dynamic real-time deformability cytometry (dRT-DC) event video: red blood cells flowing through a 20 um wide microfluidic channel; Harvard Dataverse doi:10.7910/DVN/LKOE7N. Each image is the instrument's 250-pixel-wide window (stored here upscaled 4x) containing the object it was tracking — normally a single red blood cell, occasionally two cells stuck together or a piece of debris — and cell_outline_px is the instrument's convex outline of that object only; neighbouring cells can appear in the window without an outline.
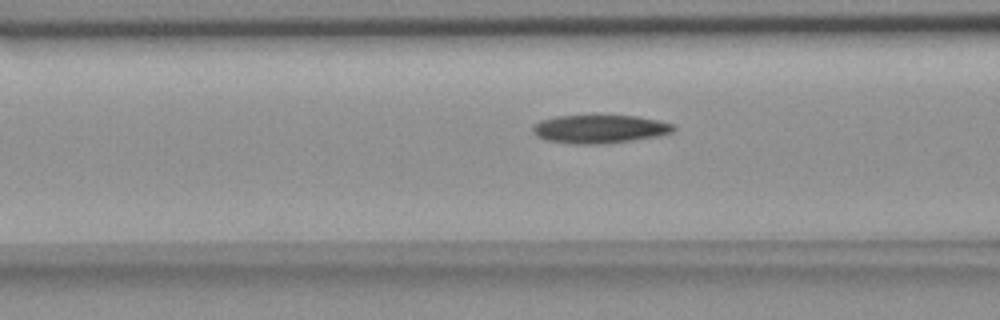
{"species": "common noctule bat (a hibernating species)", "species_latin": "Nyctalus noctula", "temperature_condition": "room temperature", "stored_images_in_passage": 41, "camera_frame_rate_fps": 3000, "um_per_image_px": 0.085, "animal": {"sex": "female", "body_mass_g": 18.4}, "frame": {"image": 1, "passage_image": 14, "time_ms": 4.333, "image_size_px": [1000, 320], "cell_outline_px": [[676, 128], [672, 132], [656, 136], [632, 140], [600, 144], [572, 144], [548, 140], [536, 136], [532, 132], [532, 128], [540, 120], [556, 116], [640, 116], [660, 120], [672, 124]], "centroid_in_image_um": [50.97, 10.96], "position_along_channel_um": 115.6, "area_um2": 23.12}}
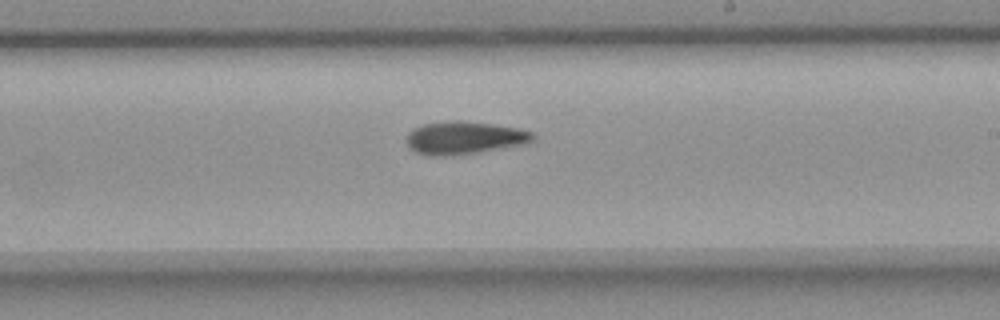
{"frame": {"image": 2, "passage_image": 25, "time_ms": 8.0, "image_size_px": [1000, 320], "cell_outline_px": [[536, 140], [520, 144], [476, 152], [444, 156], [428, 156], [416, 152], [408, 148], [404, 140], [408, 132], [424, 124], [452, 120], [460, 120], [492, 124], [520, 128], [532, 132], [536, 136]], "centroid_in_image_um": [39.42, 11.71], "position_along_channel_um": 249.6, "area_um2": 24.1}}
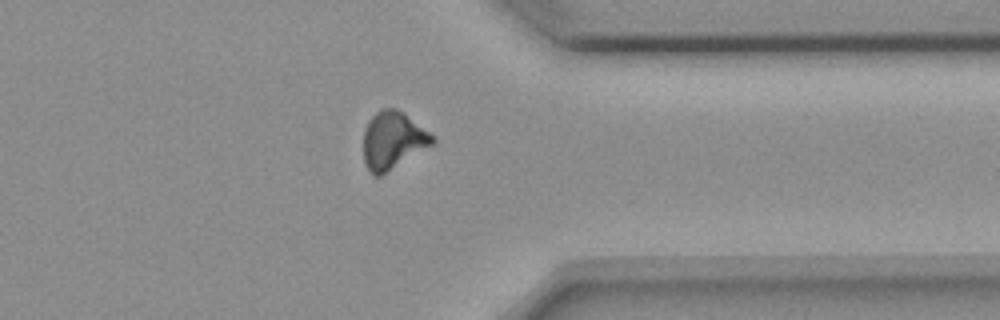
{"frame": {"image": 3, "passage_image": 36, "time_ms": 11.667, "image_size_px": [1000, 320], "cell_outline_px": [[436, 140], [432, 144], [380, 176], [372, 176], [368, 172], [364, 160], [364, 128], [368, 120], [380, 108], [396, 108], [404, 112], [428, 132]], "centroid_in_image_um": [33.34, 11.92], "position_along_channel_um": 378.1, "area_um2": 22.89}}